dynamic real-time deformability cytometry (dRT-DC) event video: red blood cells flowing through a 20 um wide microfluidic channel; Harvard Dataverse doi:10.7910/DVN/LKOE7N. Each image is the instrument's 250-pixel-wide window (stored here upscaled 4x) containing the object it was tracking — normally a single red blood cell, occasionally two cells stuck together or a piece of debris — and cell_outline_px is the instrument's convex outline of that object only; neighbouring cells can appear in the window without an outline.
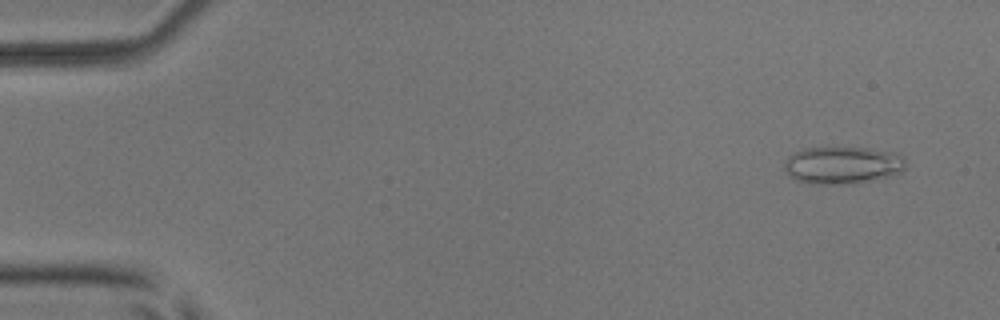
{"species": "common noctule bat (a hibernating species)", "species_latin": "Nyctalus noctula", "temperature_condition": "room temperature", "stored_images_in_passage": 53, "camera_frame_rate_fps": 3000, "um_per_image_px": 0.085, "animal": {"sex": "male", "body_mass_g": 17.9, "forearm_length_mm": 54.2}, "frame": {"image": 1, "passage_image": 4, "time_ms": 1.0, "image_size_px": [1000, 320], "cell_outline_px": [[904, 168], [900, 172], [888, 176], [856, 184], [812, 184], [796, 180], [788, 176], [784, 168], [784, 164], [788, 156], [792, 152], [804, 148], [872, 148], [900, 152], [904, 156]], "centroid_in_image_um": [71.61, 14.03], "position_along_channel_um": 13.4, "area_um2": 26.82}}
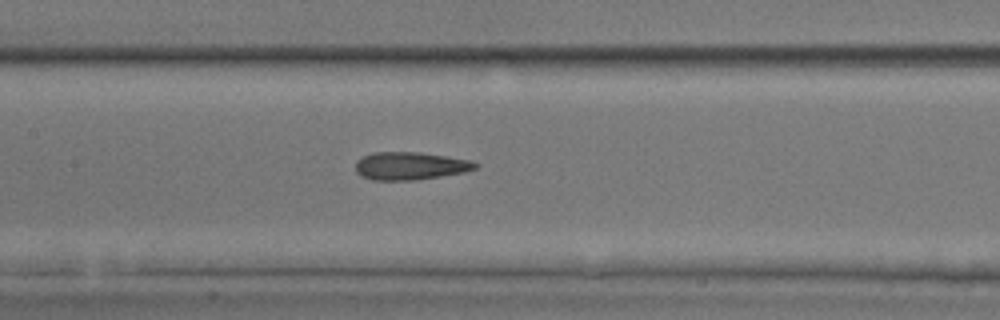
{"frame": {"image": 2, "passage_image": 26, "time_ms": 8.333, "image_size_px": [1000, 320], "cell_outline_px": [[480, 164], [476, 168], [464, 172], [416, 180], [372, 180], [360, 176], [356, 172], [356, 160], [372, 152], [420, 152], [472, 160]], "centroid_in_image_um": [34.86, 14.1], "position_along_channel_um": 172.5, "area_um2": 19.54}}
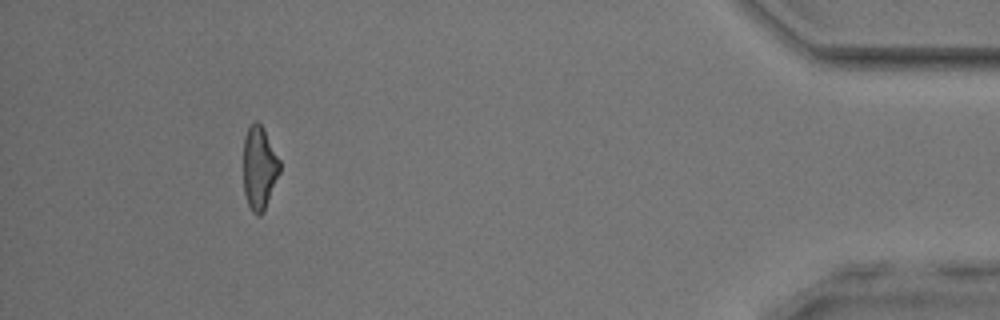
{"frame": {"image": 3, "passage_image": 49, "time_ms": 16.0, "image_size_px": [1000, 320], "cell_outline_px": [[280, 172], [264, 212], [260, 216], [256, 216], [252, 212], [248, 204], [244, 192], [244, 136], [252, 120], [256, 120], [264, 128], [280, 160]], "centroid_in_image_um": [22.04, 14.27], "position_along_channel_um": 413.2, "area_um2": 17.86}, "authors_computed_cell_mechanics": {"area_um2": 19.5364, "velocity_mm_per_s": 3.9336, "shape_relaxation_time_tau1_ms": null, "shape_relaxation_time_tau2_ms": 2.4228, "deformation_change_tau1": null, "deformation_change_tau2": 0.1239}}